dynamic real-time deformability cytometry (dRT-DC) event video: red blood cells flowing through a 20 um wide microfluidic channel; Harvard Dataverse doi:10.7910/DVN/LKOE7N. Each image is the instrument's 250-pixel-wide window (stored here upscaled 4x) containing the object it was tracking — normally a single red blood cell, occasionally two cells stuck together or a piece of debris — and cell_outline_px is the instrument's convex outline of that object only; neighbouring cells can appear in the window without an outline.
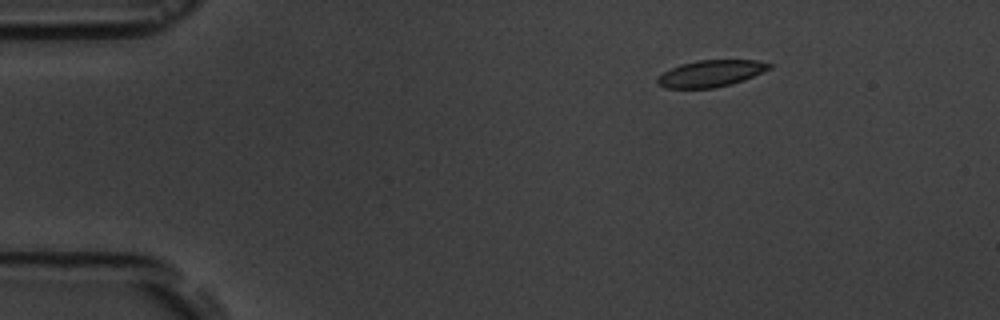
{"species": "common noctule bat (a hibernating species)", "species_latin": "Nyctalus noctula", "temperature_condition": "room temperature", "stored_images_in_passage": 4, "camera_frame_rate_fps": 3000, "um_per_image_px": 0.085, "animal": {"sex": "male", "body_mass_g": 19.5, "forearm_length_mm": 54.6}, "frame": {"image": 1, "passage_image": 1, "time_ms": 0.0, "image_size_px": [1000, 320], "cell_outline_px": [[772, 68], [744, 80], [716, 88], [664, 88], [656, 84], [656, 76], [680, 64], [696, 60], [756, 60], [772, 64]], "centroid_in_image_um": [60.39, 6.25], "position_along_channel_um": 24.6, "area_um2": 17.51}}
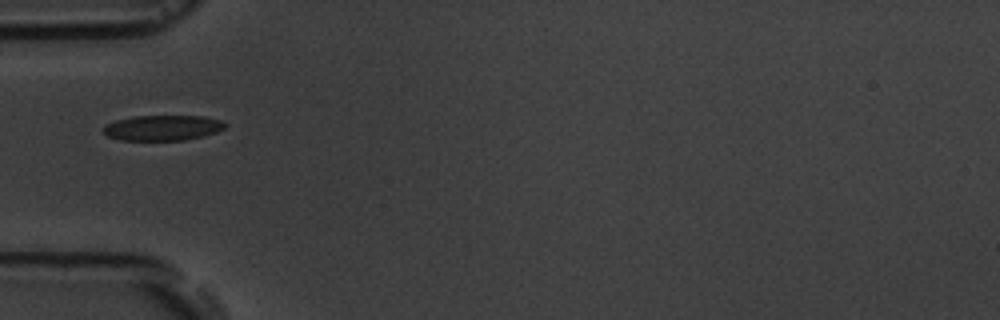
{"frame": {"image": 2, "passage_image": 4, "time_ms": 3.333, "image_size_px": [1000, 320], "cell_outline_px": [[228, 124], [224, 128], [216, 132], [204, 136], [184, 140], [120, 140], [108, 136], [100, 128], [104, 124], [116, 120], [132, 116], [204, 116], [220, 120]], "centroid_in_image_um": [13.8, 10.86], "position_along_channel_um": 71.2, "area_um2": 18.15}}